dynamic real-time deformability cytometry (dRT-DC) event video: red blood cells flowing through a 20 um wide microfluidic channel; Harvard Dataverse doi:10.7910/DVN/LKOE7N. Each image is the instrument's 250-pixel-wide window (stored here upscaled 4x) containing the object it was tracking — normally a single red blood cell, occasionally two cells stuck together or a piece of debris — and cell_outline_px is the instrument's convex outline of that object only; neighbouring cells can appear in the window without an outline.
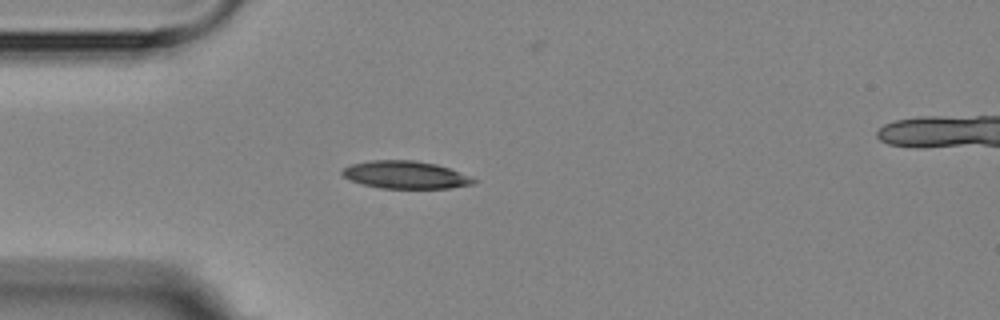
{"species": "Egyptian fruit bat (a non-hibernating species)", "species_latin": "Rousettus aegyptiacus", "temperature_condition": "room temperature", "stored_images_in_passage": 4, "camera_frame_rate_fps": 3000, "um_per_image_px": 0.085, "animal": {"sex": "female"}, "frame": {"image": 1, "passage_image": 3, "time_ms": 2.333, "image_size_px": [1000, 320], "cell_outline_px": [[476, 180], [472, 184], [448, 188], [380, 188], [364, 184], [352, 180], [344, 176], [340, 172], [344, 168], [352, 164], [372, 160], [416, 160], [436, 164], [448, 168], [468, 176]], "centroid_in_image_um": [34.44, 14.85], "position_along_channel_um": 50.6, "area_um2": 20.75}}